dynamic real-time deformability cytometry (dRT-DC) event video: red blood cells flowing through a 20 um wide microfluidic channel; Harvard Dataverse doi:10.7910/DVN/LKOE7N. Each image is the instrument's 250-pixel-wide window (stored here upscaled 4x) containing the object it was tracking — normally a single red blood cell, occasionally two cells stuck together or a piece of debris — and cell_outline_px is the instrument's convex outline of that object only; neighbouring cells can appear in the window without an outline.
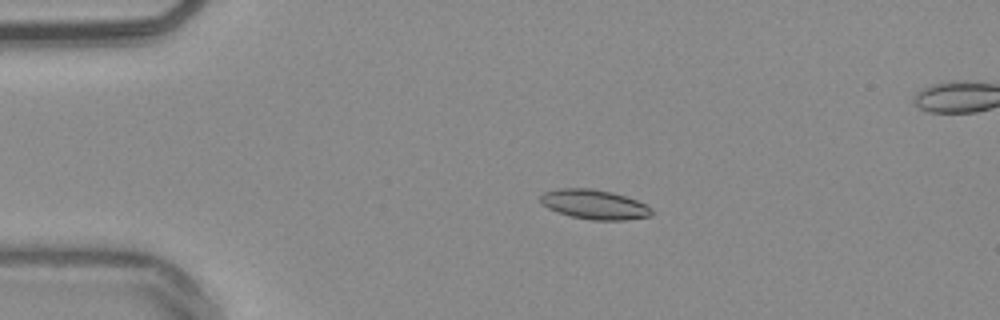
{"species": "common noctule bat (a hibernating species)", "species_latin": "Nyctalus noctula", "temperature_condition": "warm", "stored_images_in_passage": 54, "segment_of_instrument_passage": [1, 2], "camera_frame_rate_fps": 3000, "um_per_image_px": 0.085, "animal": {"sex": "male", "body_mass_g": 20.4}, "frame": {"image": 1, "passage_image": 11, "time_ms": 3.333, "image_size_px": [1000, 320], "cell_outline_px": [[652, 216], [624, 220], [592, 220], [572, 216], [548, 208], [540, 204], [540, 196], [544, 192], [560, 188], [592, 188], [612, 192], [636, 200], [652, 208]], "centroid_in_image_um": [50.51, 17.37], "position_along_channel_um": 34.5, "area_um2": 19.07}}
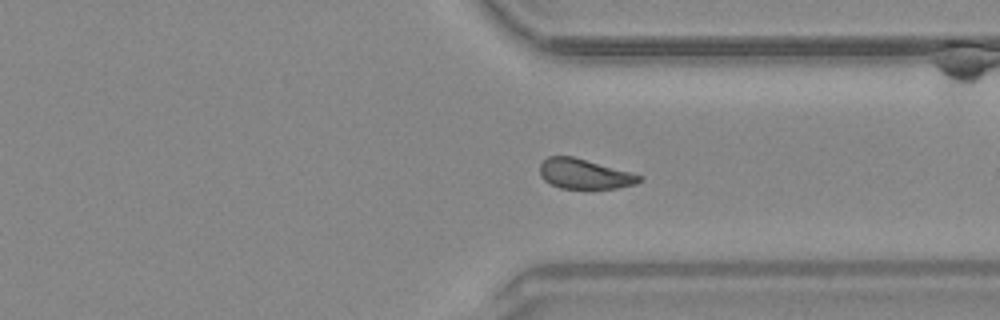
{"frame": {"image": 2, "passage_image": 40, "time_ms": 13.0, "image_size_px": [1000, 320], "cell_outline_px": [[644, 180], [636, 184], [616, 188], [560, 188], [544, 180], [540, 176], [540, 164], [548, 156], [572, 156], [632, 172], [644, 176]], "centroid_in_image_um": [49.72, 14.78], "position_along_channel_um": 361.7, "area_um2": 17.4}}
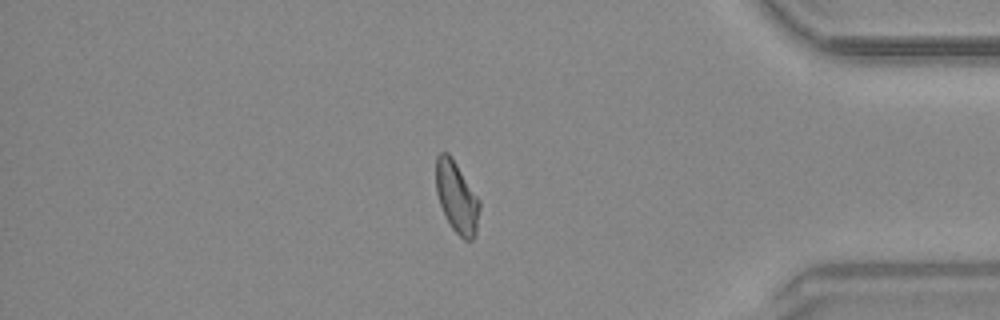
{"frame": {"image": 3, "passage_image": 45, "time_ms": 14.667, "image_size_px": [1000, 320], "cell_outline_px": [[480, 208], [476, 232], [472, 240], [464, 240], [452, 228], [440, 204], [436, 192], [436, 156], [440, 152], [448, 152], [480, 200]], "centroid_in_image_um": [38.82, 16.76], "position_along_channel_um": 396.4, "area_um2": 17.86}}